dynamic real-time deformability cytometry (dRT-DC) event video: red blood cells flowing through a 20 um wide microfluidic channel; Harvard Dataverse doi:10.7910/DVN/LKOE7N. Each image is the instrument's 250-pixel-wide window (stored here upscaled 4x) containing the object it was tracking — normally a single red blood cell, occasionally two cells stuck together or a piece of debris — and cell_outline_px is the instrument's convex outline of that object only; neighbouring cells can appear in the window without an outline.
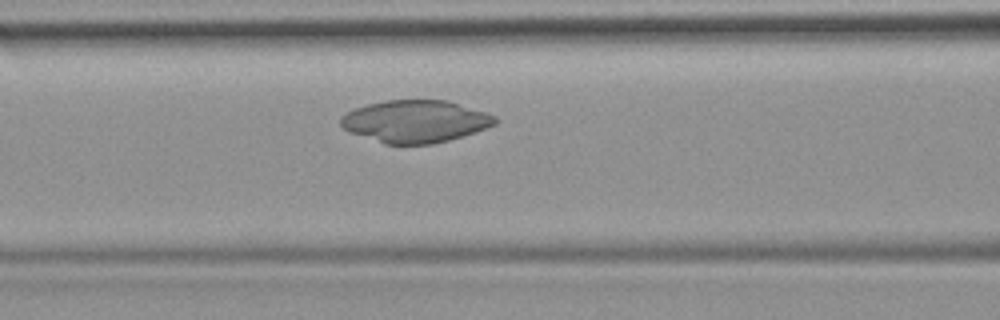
{"species": "common noctule bat (a hibernating species)", "species_latin": "Nyctalus noctula", "temperature_condition": "room temperature", "stored_images_in_passage": 32, "camera_frame_rate_fps": 3000, "um_per_image_px": 0.085, "animal": {"sex": "female", "body_mass_g": 19.9}, "frame": {"image": 1, "passage_image": 8, "time_ms": 2.333, "image_size_px": [1000, 320], "cell_outline_px": [[500, 120], [496, 124], [448, 140], [432, 144], [384, 144], [348, 132], [340, 124], [340, 116], [356, 108], [368, 104], [388, 100], [448, 100], [496, 116]], "centroid_in_image_um": [35.27, 10.31], "position_along_channel_um": 131.3, "area_um2": 37.86}}
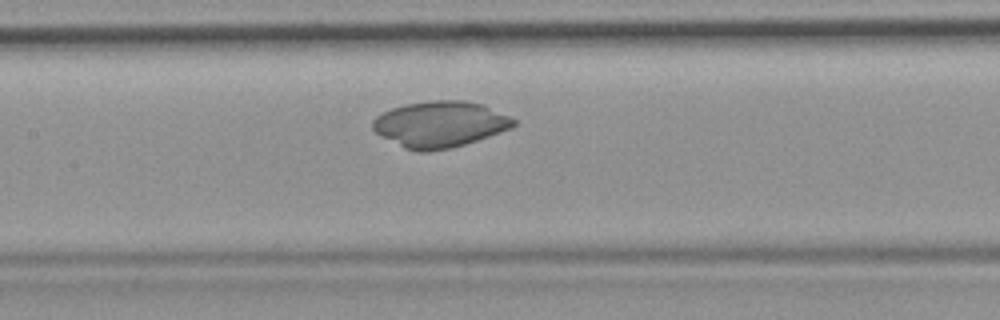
{"frame": {"image": 2, "passage_image": 11, "time_ms": 3.333, "image_size_px": [1000, 320], "cell_outline_px": [[516, 124], [512, 128], [452, 148], [428, 152], [420, 152], [404, 148], [380, 136], [372, 128], [372, 120], [376, 116], [392, 108], [404, 104], [428, 100], [464, 100], [484, 104], [516, 120]], "centroid_in_image_um": [37.37, 10.56], "position_along_channel_um": 170.0, "area_um2": 37.97}}
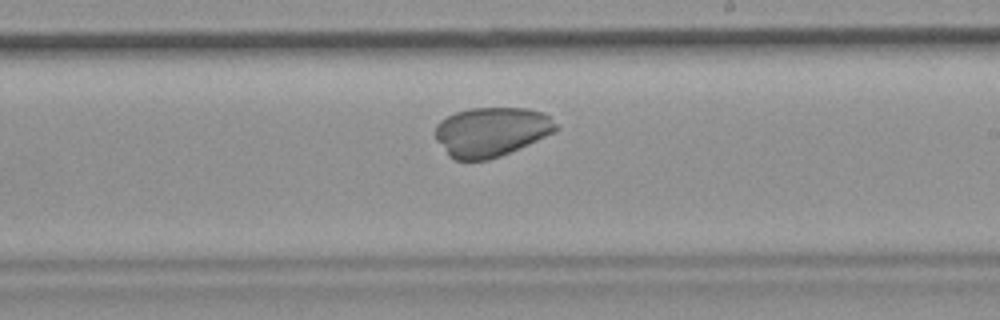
{"frame": {"image": 3, "passage_image": 17, "time_ms": 5.333, "image_size_px": [1000, 320], "cell_outline_px": [[560, 128], [556, 132], [500, 156], [488, 160], [456, 160], [448, 156], [436, 140], [436, 124], [440, 120], [456, 112], [468, 108], [528, 108], [544, 112]], "centroid_in_image_um": [41.76, 11.2], "position_along_channel_um": 247.2, "area_um2": 34.8}}